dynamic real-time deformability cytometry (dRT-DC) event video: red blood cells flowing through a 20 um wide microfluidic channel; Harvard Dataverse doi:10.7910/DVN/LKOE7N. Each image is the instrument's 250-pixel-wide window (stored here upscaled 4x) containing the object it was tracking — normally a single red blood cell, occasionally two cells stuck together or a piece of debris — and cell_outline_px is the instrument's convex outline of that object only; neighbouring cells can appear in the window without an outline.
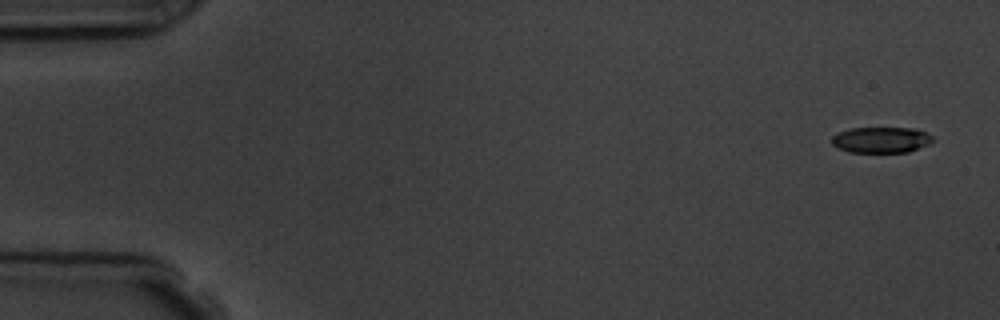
{"species": "common noctule bat (a hibernating species)", "species_latin": "Nyctalus noctula", "temperature_condition": "room temperature", "stored_images_in_passage": 4, "camera_frame_rate_fps": 3000, "um_per_image_px": 0.085, "animal": {"sex": "male", "body_mass_g": 19.5, "forearm_length_mm": 54.6}, "frame": {"image": 1, "passage_image": 1, "time_ms": 0.0, "image_size_px": [1000, 320], "cell_outline_px": [[932, 140], [928, 144], [908, 152], [848, 152], [836, 148], [832, 144], [832, 136], [840, 132], [852, 128], [912, 128], [924, 132], [932, 136]], "centroid_in_image_um": [74.85, 11.89], "position_along_channel_um": 10.1, "area_um2": 15.09}}